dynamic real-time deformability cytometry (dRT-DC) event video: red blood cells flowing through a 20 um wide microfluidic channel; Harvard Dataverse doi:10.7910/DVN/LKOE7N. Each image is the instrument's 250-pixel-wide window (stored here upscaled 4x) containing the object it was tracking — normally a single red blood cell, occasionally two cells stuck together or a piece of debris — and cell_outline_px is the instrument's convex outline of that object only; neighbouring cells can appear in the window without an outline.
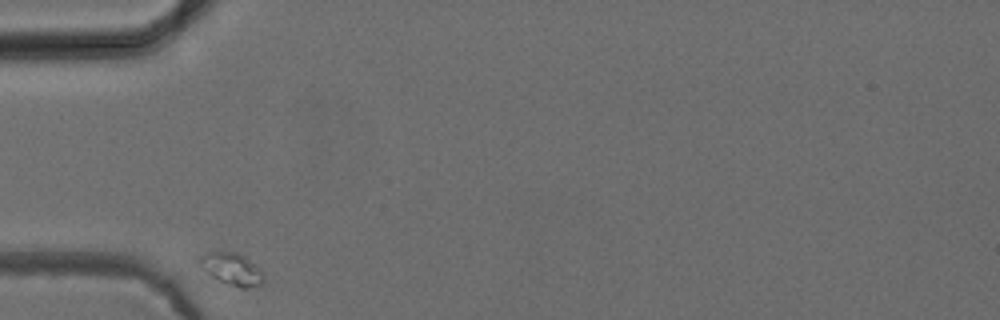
{"species": "common noctule bat (a hibernating species)", "species_latin": "Nyctalus noctula", "temperature_condition": "cold", "stored_images_in_passage": 32, "camera_frame_rate_fps": 3000, "um_per_image_px": 0.085, "animal": {"sex": "female", "body_mass_g": 24.6, "forearm_length_mm": 56.2}, "frame": {"image": 1, "passage_image": 1, "time_ms": 0.0, "image_size_px": [1000, 320], "cell_outline_px": [[264, 280], [260, 284], [248, 288], [240, 288], [220, 280], [212, 276], [204, 268], [200, 260], [208, 252], [236, 252], [244, 256], [260, 268]], "centroid_in_image_um": [19.78, 22.87], "position_along_channel_um": 65.2, "area_um2": 11.39}}